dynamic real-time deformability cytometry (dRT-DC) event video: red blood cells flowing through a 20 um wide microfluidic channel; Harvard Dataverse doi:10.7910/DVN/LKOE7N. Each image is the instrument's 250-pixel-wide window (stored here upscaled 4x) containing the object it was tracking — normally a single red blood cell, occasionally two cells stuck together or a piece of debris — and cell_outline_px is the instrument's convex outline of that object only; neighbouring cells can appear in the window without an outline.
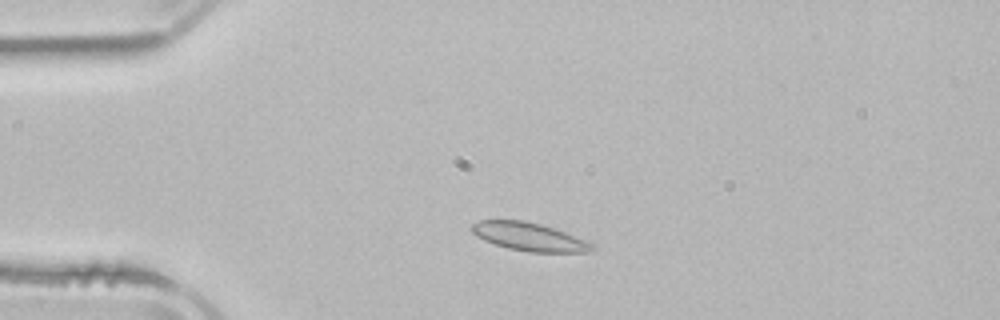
{"species": "common noctule bat (a hibernating species)", "species_latin": "Nyctalus noctula", "temperature_condition": "room temperature", "stored_images_in_passage": 3, "camera_frame_rate_fps": 3000, "um_per_image_px": 0.085, "animal": {"sex": "male", "body_mass_g": 21.5, "forearm_length_mm": 52.0}, "frame": {"image": 1, "passage_image": 2, "time_ms": 1.333, "image_size_px": [1000, 320], "cell_outline_px": [[596, 248], [592, 252], [528, 252], [508, 248], [484, 240], [476, 236], [468, 228], [472, 224], [480, 220], [524, 220], [540, 224], [564, 232], [584, 240], [592, 244]], "centroid_in_image_um": [44.94, 20.12], "position_along_channel_um": 40.1, "area_um2": 19.65}}